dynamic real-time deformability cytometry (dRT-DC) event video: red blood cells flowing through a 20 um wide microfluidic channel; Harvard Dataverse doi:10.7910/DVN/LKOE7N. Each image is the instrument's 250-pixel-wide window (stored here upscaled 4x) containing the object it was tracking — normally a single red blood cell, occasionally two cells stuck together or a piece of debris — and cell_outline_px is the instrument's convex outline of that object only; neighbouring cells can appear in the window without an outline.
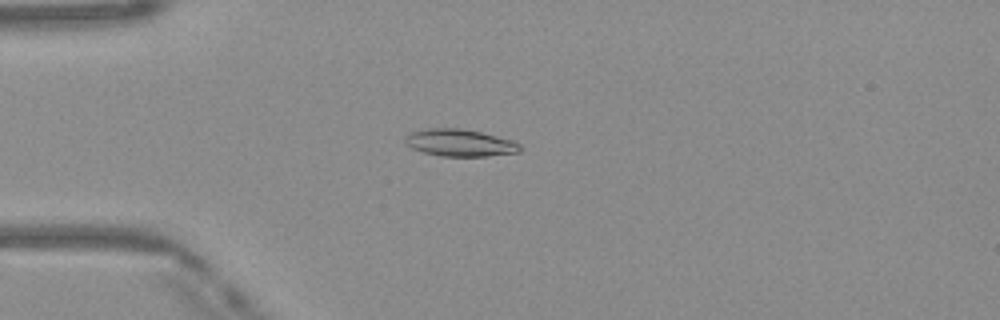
{"species": "Egyptian fruit bat (a non-hibernating species)", "species_latin": "Rousettus aegyptiacus", "temperature_condition": "warm", "stored_images_in_passage": 37, "camera_frame_rate_fps": 3000, "um_per_image_px": 0.085, "frame": {"image": 1, "passage_image": 1, "time_ms": 0.0, "image_size_px": [1000, 320], "cell_outline_px": [[520, 152], [488, 156], [440, 156], [424, 152], [412, 148], [404, 140], [404, 136], [412, 132], [424, 128], [460, 128], [480, 132], [512, 140], [520, 144]], "centroid_in_image_um": [39.08, 12.13], "position_along_channel_um": 45.9, "area_um2": 18.09}}
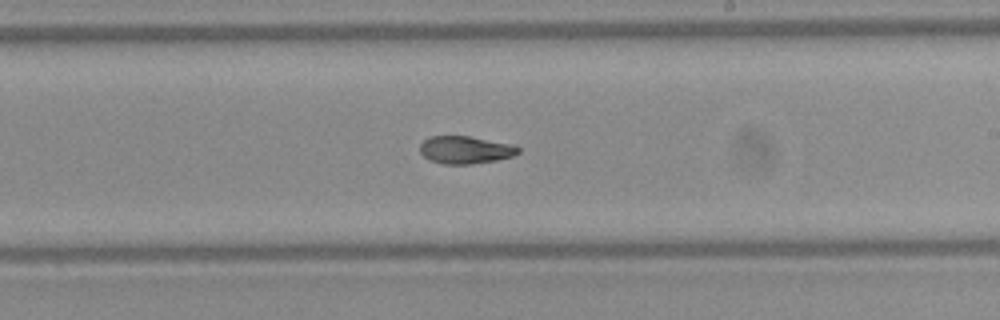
{"frame": {"image": 2, "passage_image": 17, "time_ms": 5.333, "image_size_px": [1000, 320], "cell_outline_px": [[520, 152], [512, 156], [496, 160], [472, 164], [444, 164], [428, 160], [420, 152], [420, 144], [428, 136], [468, 136], [516, 144], [520, 148]], "centroid_in_image_um": [39.57, 12.73], "position_along_channel_um": 249.4, "area_um2": 16.01}}
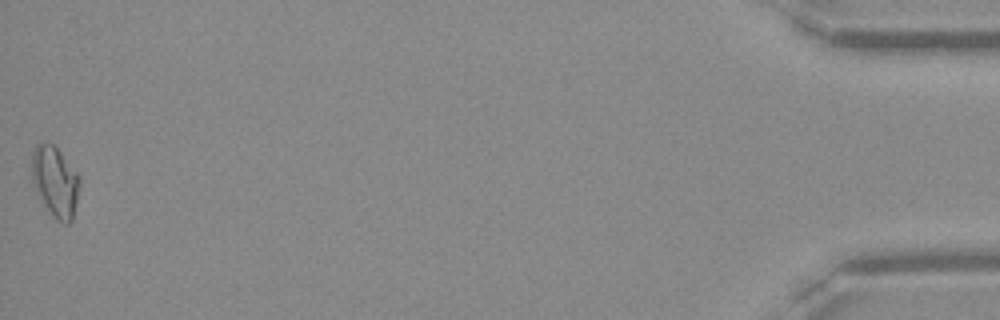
{"frame": {"image": 3, "passage_image": 37, "time_ms": 12.0, "image_size_px": [1000, 320], "cell_outline_px": [[80, 184], [72, 220], [68, 224], [64, 224], [56, 220], [52, 216], [44, 204], [32, 184], [32, 152], [36, 144], [56, 144], [80, 176]], "centroid_in_image_um": [4.7, 15.42], "position_along_channel_um": 430.5, "area_um2": 19.83}, "authors_computed_cell_mechanics": {"area_um2": 16.7042, "velocity_mm_per_s": 4.1484, "shape_relaxation_time_tau1_ms": 6.2274, "shape_relaxation_time_tau2_ms": 5.394, "deformation_change_tau1": 0.1928, "deformation_change_tau2": 0.1014}}